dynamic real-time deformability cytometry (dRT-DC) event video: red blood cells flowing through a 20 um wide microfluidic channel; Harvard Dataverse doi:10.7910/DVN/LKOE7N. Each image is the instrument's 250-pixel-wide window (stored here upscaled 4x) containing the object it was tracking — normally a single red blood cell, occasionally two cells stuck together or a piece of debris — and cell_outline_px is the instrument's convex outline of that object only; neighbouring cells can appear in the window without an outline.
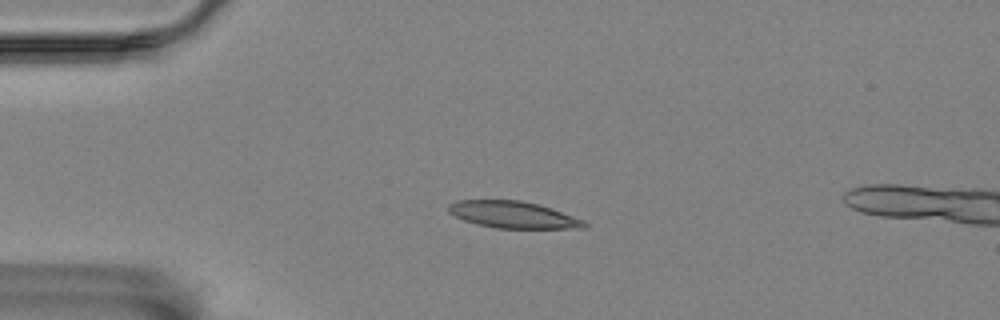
{"species": "Egyptian fruit bat (a non-hibernating species)", "species_latin": "Rousettus aegyptiacus", "temperature_condition": "room temperature", "stored_images_in_passage": 4, "camera_frame_rate_fps": 3000, "um_per_image_px": 0.085, "animal": {"sex": "female"}, "frame": {"image": 1, "passage_image": 3, "time_ms": 2.333, "image_size_px": [1000, 320], "cell_outline_px": [[588, 228], [496, 228], [476, 224], [464, 220], [448, 212], [448, 204], [456, 200], [520, 200], [540, 204], [552, 208], [584, 220], [588, 224]], "centroid_in_image_um": [43.63, 18.25], "position_along_channel_um": 41.4, "area_um2": 21.33}}